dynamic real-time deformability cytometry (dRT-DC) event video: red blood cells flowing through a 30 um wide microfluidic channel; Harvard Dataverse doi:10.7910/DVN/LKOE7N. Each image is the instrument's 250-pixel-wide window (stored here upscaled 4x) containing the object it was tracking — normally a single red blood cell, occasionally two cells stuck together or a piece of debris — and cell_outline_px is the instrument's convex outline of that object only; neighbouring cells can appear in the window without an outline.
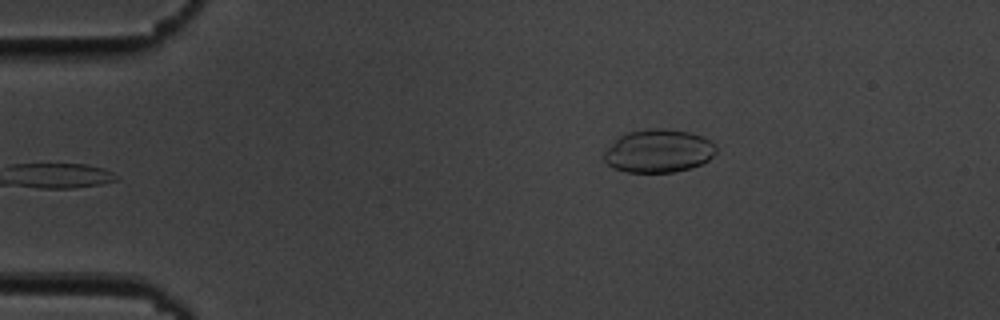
{"species": "common noctule bat (a hibernating species)", "species_latin": "Nyctalus noctula", "temperature_condition": "cold", "stored_images_in_passage": 46, "camera_frame_rate_fps": 3000, "um_per_image_px": 0.085, "animal": {"sex": "male", "body_mass_g": 19.5, "forearm_length_mm": 54.6}, "frame": {"image": 1, "passage_image": 1, "time_ms": 0.0, "image_size_px": [1000, 320], "cell_outline_px": [[716, 152], [708, 160], [692, 168], [676, 172], [628, 172], [612, 168], [604, 160], [604, 152], [620, 136], [628, 132], [652, 128], [664, 128], [688, 132], [704, 136], [716, 144]], "centroid_in_image_um": [56.0, 12.84], "position_along_channel_um": 29.0, "area_um2": 28.21}}
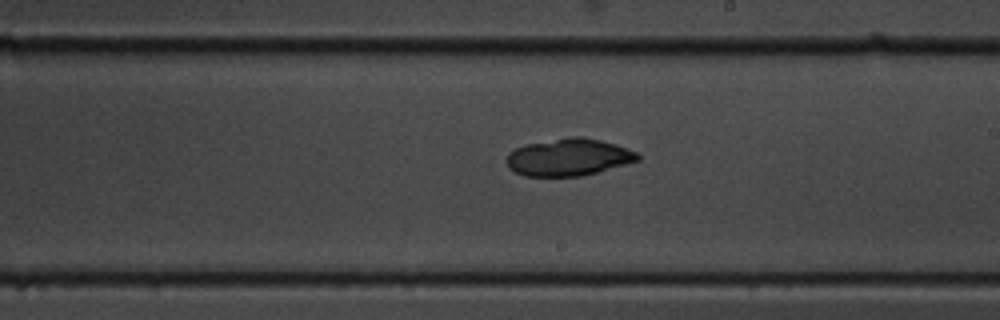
{"frame": {"image": 2, "passage_image": 23, "time_ms": 7.333, "image_size_px": [1000, 320], "cell_outline_px": [[640, 160], [584, 176], [524, 176], [508, 168], [508, 152], [516, 148], [528, 144], [576, 136], [580, 136], [616, 144], [636, 152], [640, 156]], "centroid_in_image_um": [48.35, 13.38], "position_along_channel_um": 240.6, "area_um2": 28.09}}
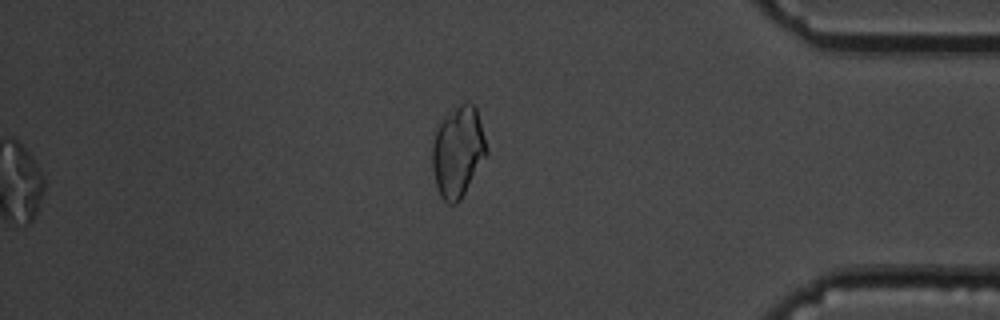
{"frame": {"image": 3, "passage_image": 38, "time_ms": 12.333, "image_size_px": [1000, 320], "cell_outline_px": [[488, 152], [460, 200], [456, 204], [448, 204], [440, 196], [436, 184], [432, 168], [432, 144], [436, 124], [440, 120], [464, 100], [468, 100], [476, 108], [484, 136]], "centroid_in_image_um": [38.89, 12.86], "position_along_channel_um": 396.3, "area_um2": 28.78}, "authors_computed_cell_mechanics": {"area_um2": 28.5243, "velocity_mm_per_s": 3.6777, "shape_relaxation_time_tau1_ms": null, "shape_relaxation_time_tau2_ms": 5.8974, "deformation_change_tau1": null, "deformation_change_tau2": 0.069}}